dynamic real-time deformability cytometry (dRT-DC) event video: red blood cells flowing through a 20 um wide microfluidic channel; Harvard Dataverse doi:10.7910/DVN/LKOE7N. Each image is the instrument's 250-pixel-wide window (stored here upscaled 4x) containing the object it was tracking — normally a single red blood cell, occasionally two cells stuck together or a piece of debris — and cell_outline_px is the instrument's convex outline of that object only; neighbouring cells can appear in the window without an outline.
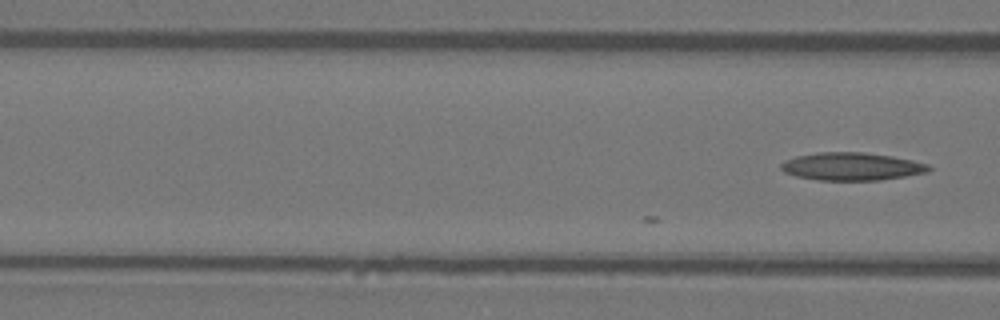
{"species": "Egyptian fruit bat (a non-hibernating species)", "species_latin": "Rousettus aegyptiacus", "temperature_condition": "warm", "stored_images_in_passage": 4, "camera_frame_rate_fps": 3000, "um_per_image_px": 0.085, "animal": {"sex": "female"}, "frame": {"image": 1, "passage_image": 4, "time_ms": 1.0, "image_size_px": [1000, 320], "cell_outline_px": [[932, 168], [928, 172], [880, 180], [816, 180], [796, 176], [784, 172], [780, 168], [780, 164], [784, 160], [796, 156], [820, 152], [864, 152], [892, 156], [912, 160], [928, 164]], "centroid_in_image_um": [72.37, 14.15], "position_along_channel_um": 94.2, "area_um2": 23.99}}